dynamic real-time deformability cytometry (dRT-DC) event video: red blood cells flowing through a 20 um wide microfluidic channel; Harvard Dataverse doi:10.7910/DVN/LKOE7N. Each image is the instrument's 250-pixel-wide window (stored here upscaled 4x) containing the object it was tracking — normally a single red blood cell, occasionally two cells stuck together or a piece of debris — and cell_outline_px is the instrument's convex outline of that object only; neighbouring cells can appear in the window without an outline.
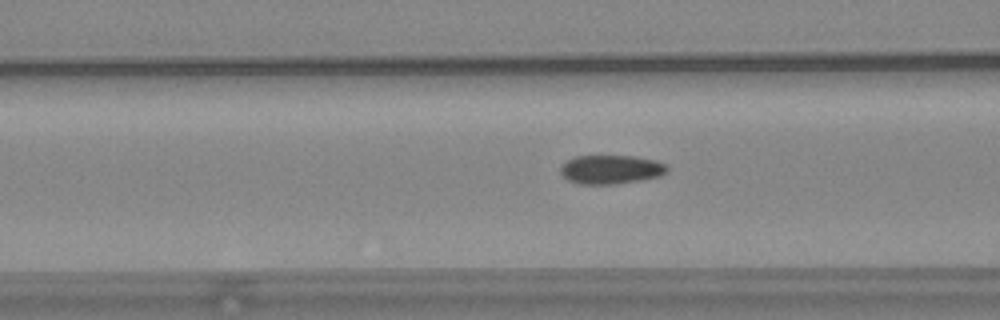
{"species": "common noctule bat (a hibernating species)", "species_latin": "Nyctalus noctula", "temperature_condition": "warm", "stored_images_in_passage": 57, "camera_frame_rate_fps": 3000, "um_per_image_px": 0.085, "animal": {"sex": "female", "body_mass_g": 24.6, "forearm_length_mm": 56.2}, "frame": {"image": 1, "passage_image": 23, "time_ms": 7.333, "image_size_px": [1000, 320], "cell_outline_px": [[668, 172], [660, 176], [640, 180], [616, 184], [580, 184], [568, 180], [560, 172], [560, 164], [576, 156], [636, 156], [656, 160], [668, 164]], "centroid_in_image_um": [51.96, 14.4], "position_along_channel_um": 114.6, "area_um2": 18.15}}
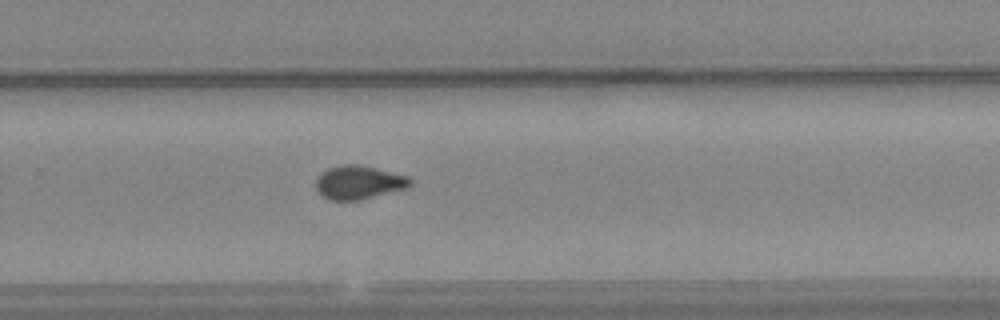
{"frame": {"image": 2, "passage_image": 38, "time_ms": 12.333, "image_size_px": [1000, 320], "cell_outline_px": [[412, 184], [408, 188], [360, 200], [328, 200], [316, 188], [316, 180], [328, 168], [344, 164], [356, 164], [408, 176], [412, 180]], "centroid_in_image_um": [30.53, 15.52], "position_along_channel_um": 299.3, "area_um2": 18.21}}
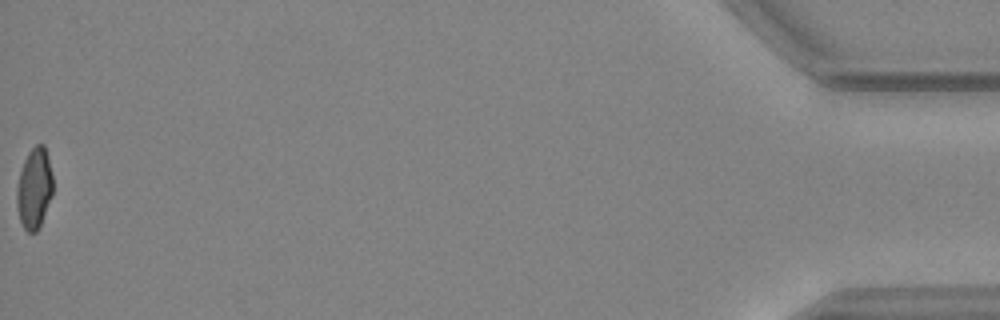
{"frame": {"image": 3, "passage_image": 57, "time_ms": 18.667, "image_size_px": [1000, 320], "cell_outline_px": [[52, 196], [40, 224], [36, 232], [28, 232], [24, 228], [20, 220], [16, 208], [16, 188], [20, 172], [24, 160], [28, 152], [36, 144], [44, 144], [48, 156], [52, 172]], "centroid_in_image_um": [2.9, 15.99], "position_along_channel_um": 432.3, "area_um2": 17.05}, "authors_computed_cell_mechanics": {"area_um2": 17.9758, "velocity_mm_per_s": 3.6949, "shape_relaxation_time_tau1_ms": null, "shape_relaxation_time_tau2_ms": 1.342, "deformation_change_tau1": null, "deformation_change_tau2": 0.0661}}